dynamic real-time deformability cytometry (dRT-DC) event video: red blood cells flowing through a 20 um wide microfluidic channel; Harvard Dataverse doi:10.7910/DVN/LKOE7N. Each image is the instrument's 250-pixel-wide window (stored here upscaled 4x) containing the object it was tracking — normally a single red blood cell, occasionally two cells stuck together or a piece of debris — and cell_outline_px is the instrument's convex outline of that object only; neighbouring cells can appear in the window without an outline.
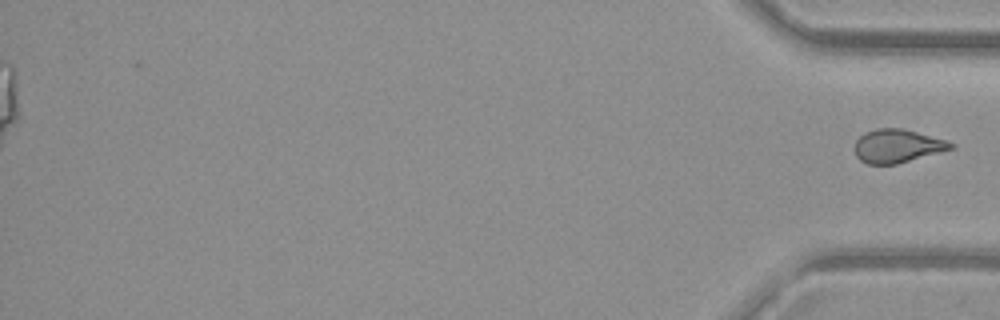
{"species": "common noctule bat (a hibernating species)", "species_latin": "Nyctalus noctula", "temperature_condition": "warm", "stored_images_in_passage": 53, "segment_of_instrument_passage": [2, 2], "camera_frame_rate_fps": 3000, "um_per_image_px": 0.085, "animal": {"sex": "female", "body_mass_g": 29.2, "forearm_length_mm": 56.3}, "frame": {"image": 1, "passage_image": 53, "time_ms": 17.333, "image_size_px": [1000, 320], "cell_outline_px": [[956, 148], [896, 164], [868, 164], [860, 160], [856, 156], [852, 148], [856, 140], [864, 132], [876, 128], [904, 128], [944, 140], [956, 144]], "centroid_in_image_um": [76.24, 12.4], "position_along_channel_um": 359.0, "area_um2": 18.9}}